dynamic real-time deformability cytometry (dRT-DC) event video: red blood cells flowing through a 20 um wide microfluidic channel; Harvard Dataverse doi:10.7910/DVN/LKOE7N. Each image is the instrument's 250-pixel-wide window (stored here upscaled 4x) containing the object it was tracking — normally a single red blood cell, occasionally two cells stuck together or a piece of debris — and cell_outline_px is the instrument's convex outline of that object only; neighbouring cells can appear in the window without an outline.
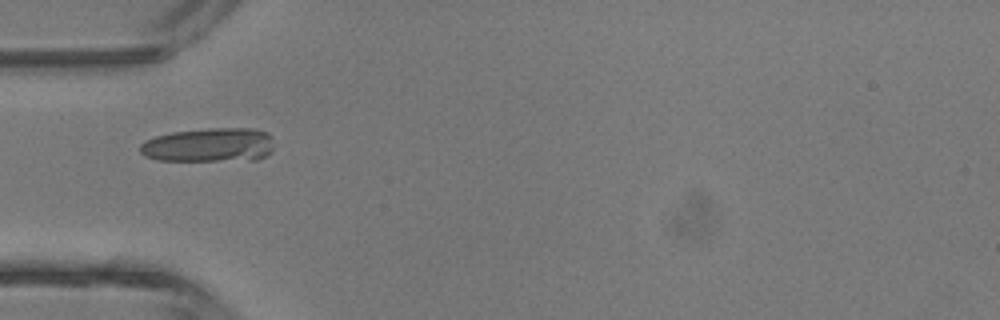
{"species": "common noctule bat (a hibernating species)", "species_latin": "Nyctalus noctula", "temperature_condition": "room temperature", "stored_images_in_passage": 5, "camera_frame_rate_fps": 3000, "um_per_image_px": 0.085, "animal": {"sex": "male", "body_mass_g": 13.3}, "frame": {"image": 1, "passage_image": 4, "time_ms": 4.333, "image_size_px": [1000, 320], "cell_outline_px": [[272, 152], [268, 156], [256, 160], [156, 160], [144, 156], [140, 152], [140, 144], [144, 140], [156, 136], [172, 132], [208, 128], [256, 128], [268, 132], [272, 136]], "centroid_in_image_um": [17.81, 12.32], "position_along_channel_um": 67.2, "area_um2": 26.99}}
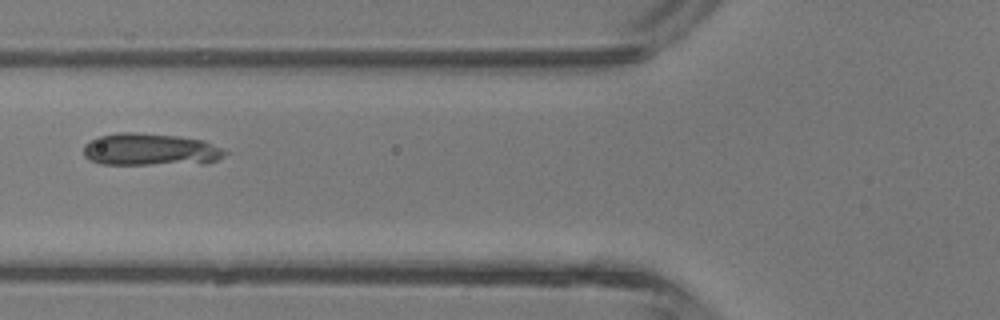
{"frame": {"image": 2, "passage_image": 5, "time_ms": 5.333, "image_size_px": [1000, 320], "cell_outline_px": [[228, 152], [224, 156], [216, 160], [204, 164], [100, 164], [88, 160], [84, 156], [84, 144], [100, 136], [120, 132], [136, 132], [176, 136], [204, 140], [224, 148]], "centroid_in_image_um": [12.82, 12.72], "position_along_channel_um": 113.0, "area_um2": 26.88}}